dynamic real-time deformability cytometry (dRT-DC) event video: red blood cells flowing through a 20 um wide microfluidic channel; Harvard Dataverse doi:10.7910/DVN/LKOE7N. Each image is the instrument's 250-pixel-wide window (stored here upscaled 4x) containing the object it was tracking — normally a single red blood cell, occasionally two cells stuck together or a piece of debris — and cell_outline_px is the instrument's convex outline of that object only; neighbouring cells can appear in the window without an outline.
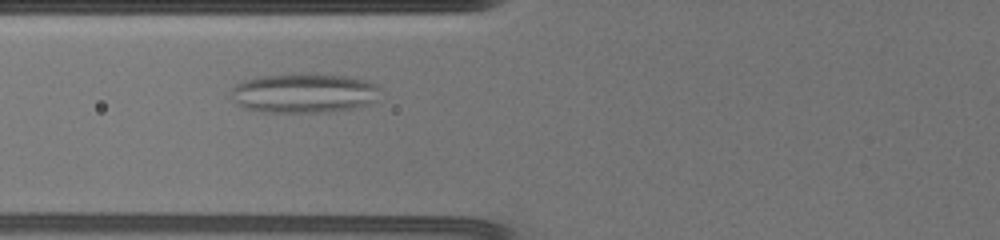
{"species": "common noctule bat (a hibernating species)", "species_latin": "Nyctalus noctula", "temperature_condition": "warm", "stored_images_in_passage": 39, "camera_frame_rate_fps": 3000, "um_per_image_px": 0.085, "animal": {"sex": "female", "body_mass_g": 19.5, "forearm_length_mm": 54.1}, "frame": {"image": 1, "passage_image": 11, "time_ms": 3.333, "image_size_px": [1000, 240], "cell_outline_px": [[380, 88], [372, 100], [364, 104], [352, 108], [328, 112], [264, 112], [240, 108], [232, 100], [232, 88], [236, 84], [244, 80], [260, 76], [348, 76], [364, 80], [376, 84]], "centroid_in_image_um": [25.74, 7.95], "position_along_channel_um": 100.1, "area_um2": 33.29}}
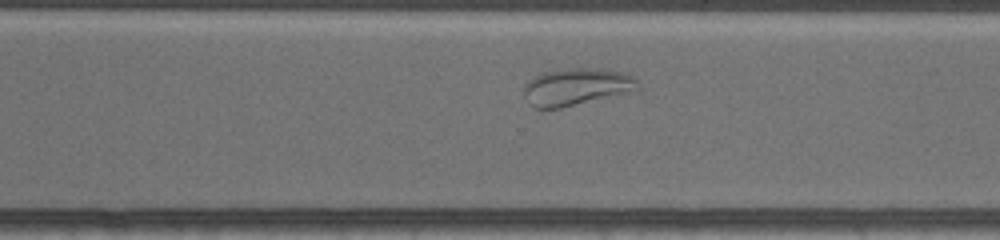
{"frame": {"image": 2, "passage_image": 30, "time_ms": 9.667, "image_size_px": [1000, 240], "cell_outline_px": [[640, 92], [560, 108], [532, 108], [528, 104], [524, 96], [524, 88], [528, 80], [544, 72], [564, 68], [596, 68], [624, 72], [632, 76], [636, 80], [640, 88]], "centroid_in_image_um": [49.07, 7.4], "position_along_channel_um": 321.5, "area_um2": 25.43}}
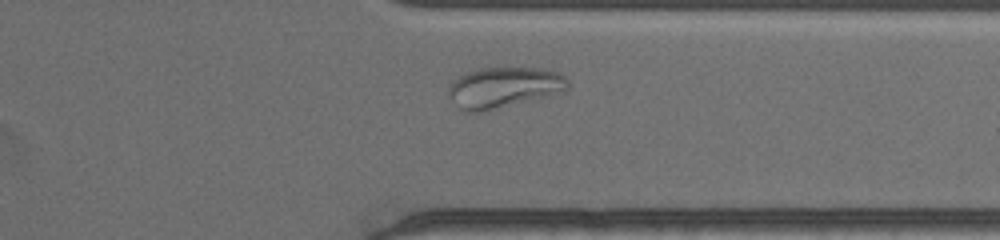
{"frame": {"image": 3, "passage_image": 34, "time_ms": 11.0, "image_size_px": [1000, 240], "cell_outline_px": [[568, 88], [564, 92], [488, 112], [468, 112], [460, 108], [448, 96], [448, 84], [452, 80], [464, 72], [480, 68], [540, 68], [560, 72], [568, 80]], "centroid_in_image_um": [42.82, 7.44], "position_along_channel_um": 368.6, "area_um2": 28.96}, "authors_computed_cell_mechanics": {"area_um2": 28.322, "velocity_mm_per_s": 3.5068, "shape_relaxation_time_tau1_ms": null, "shape_relaxation_time_tau2_ms": 1.3499, "deformation_change_tau1": null, "deformation_change_tau2": 0.0636}}